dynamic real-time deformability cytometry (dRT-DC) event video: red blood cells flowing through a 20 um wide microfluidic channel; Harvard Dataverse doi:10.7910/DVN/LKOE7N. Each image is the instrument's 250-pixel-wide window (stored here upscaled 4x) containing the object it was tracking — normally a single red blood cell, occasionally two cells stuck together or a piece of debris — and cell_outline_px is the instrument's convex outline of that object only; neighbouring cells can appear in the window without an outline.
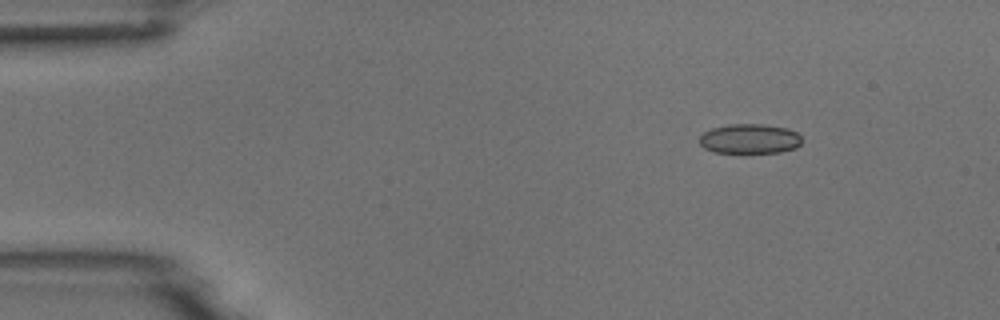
{"species": "common noctule bat (a hibernating species)", "species_latin": "Nyctalus noctula", "temperature_condition": "room temperature", "stored_images_in_passage": 4, "camera_frame_rate_fps": 3000, "um_per_image_px": 0.085, "animal": {"sex": "male", "body_mass_g": 18.8}, "frame": {"image": 1, "passage_image": 2, "time_ms": 0.333, "image_size_px": [1000, 320], "cell_outline_px": [[800, 144], [796, 148], [780, 152], [712, 152], [704, 148], [700, 144], [700, 136], [704, 132], [712, 128], [728, 124], [764, 124], [788, 128], [796, 132], [800, 136]], "centroid_in_image_um": [63.72, 11.79], "position_along_channel_um": 21.3, "area_um2": 17.69}}
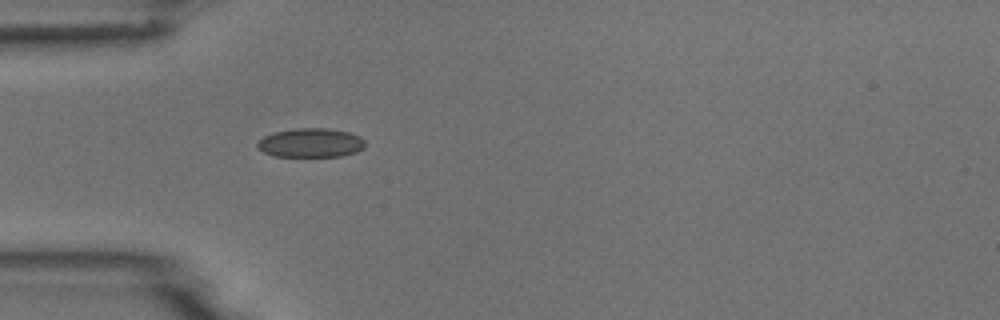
{"frame": {"image": 2, "passage_image": 4, "time_ms": 1.0, "image_size_px": [1000, 320], "cell_outline_px": [[364, 148], [356, 152], [344, 156], [276, 156], [264, 152], [256, 148], [256, 144], [264, 136], [272, 132], [296, 128], [328, 128], [348, 132], [360, 136], [364, 140]], "centroid_in_image_um": [26.41, 12.13], "position_along_channel_um": 58.6, "area_um2": 18.32}}